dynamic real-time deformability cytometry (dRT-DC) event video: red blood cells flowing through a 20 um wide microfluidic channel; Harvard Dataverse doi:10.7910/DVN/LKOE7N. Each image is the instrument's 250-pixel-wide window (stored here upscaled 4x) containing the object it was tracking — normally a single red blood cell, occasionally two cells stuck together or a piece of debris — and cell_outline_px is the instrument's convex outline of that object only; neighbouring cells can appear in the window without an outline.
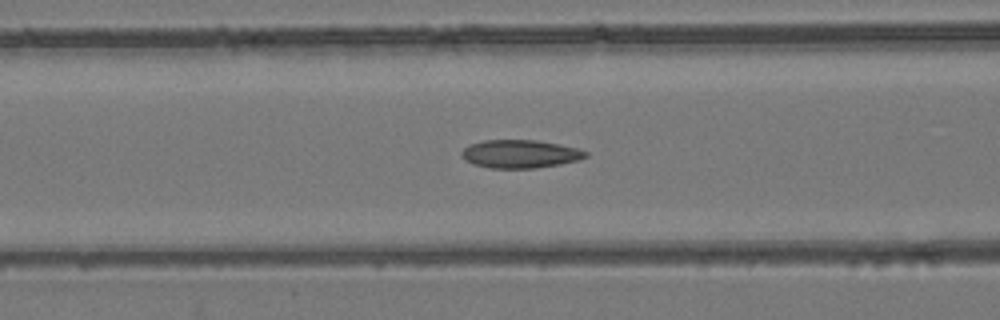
{"species": "common noctule bat (a hibernating species)", "species_latin": "Nyctalus noctula", "temperature_condition": "room temperature", "stored_images_in_passage": 51, "camera_frame_rate_fps": 3000, "um_per_image_px": 0.085, "animal": {"sex": "female", "body_mass_g": 24.6, "forearm_length_mm": 56.2}, "frame": {"image": 1, "passage_image": 20, "time_ms": 6.333, "image_size_px": [1000, 320], "cell_outline_px": [[588, 156], [580, 160], [560, 164], [536, 168], [488, 168], [472, 164], [464, 160], [460, 152], [468, 144], [484, 140], [536, 140], [560, 144], [576, 148], [588, 152]], "centroid_in_image_um": [44.19, 13.08], "position_along_channel_um": 122.4, "area_um2": 20.58}}
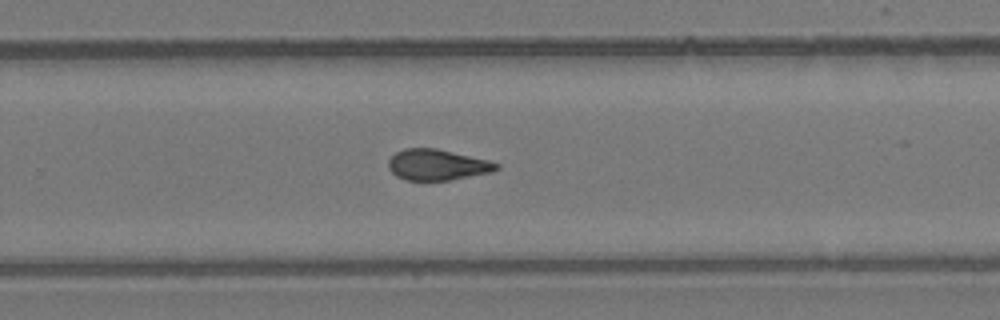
{"frame": {"image": 2, "passage_image": 33, "time_ms": 10.667, "image_size_px": [1000, 320], "cell_outline_px": [[500, 168], [492, 172], [448, 180], [404, 180], [396, 176], [388, 168], [388, 160], [396, 152], [404, 148], [436, 148], [488, 160], [500, 164]], "centroid_in_image_um": [37.15, 14.0], "position_along_channel_um": 292.6, "area_um2": 19.42}}
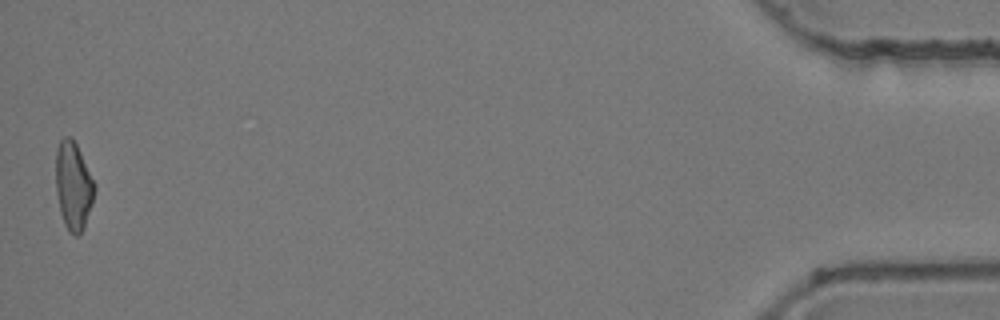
{"frame": {"image": 3, "passage_image": 51, "time_ms": 16.667, "image_size_px": [1000, 320], "cell_outline_px": [[96, 188], [92, 204], [84, 228], [76, 236], [68, 232], [64, 224], [60, 212], [56, 192], [56, 148], [60, 140], [64, 136], [72, 136], [96, 184]], "centroid_in_image_um": [6.23, 15.79], "position_along_channel_um": 429.0, "area_um2": 20.06}, "authors_computed_cell_mechanics": {"area_um2": 20.0566, "velocity_mm_per_s": 3.9319, "shape_relaxation_time_tau1_ms": null, "shape_relaxation_time_tau2_ms": 2.3141, "deformation_change_tau1": null, "deformation_change_tau2": 0.0819}}